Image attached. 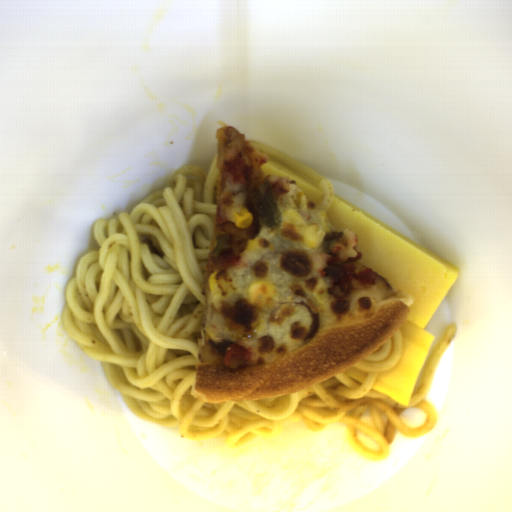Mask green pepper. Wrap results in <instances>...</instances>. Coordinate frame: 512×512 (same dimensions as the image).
<instances>
[{"label":"green pepper","mask_w":512,"mask_h":512,"mask_svg":"<svg viewBox=\"0 0 512 512\" xmlns=\"http://www.w3.org/2000/svg\"><path fill=\"white\" fill-rule=\"evenodd\" d=\"M254 207L258 217L270 233L278 234L283 230V214L269 184H260Z\"/></svg>","instance_id":"obj_1"},{"label":"green pepper","mask_w":512,"mask_h":512,"mask_svg":"<svg viewBox=\"0 0 512 512\" xmlns=\"http://www.w3.org/2000/svg\"><path fill=\"white\" fill-rule=\"evenodd\" d=\"M346 236V233L345 232H329L327 233L322 241H321V246L323 248V251L324 253H331V245L335 242V241H343L344 238Z\"/></svg>","instance_id":"obj_2"},{"label":"green pepper","mask_w":512,"mask_h":512,"mask_svg":"<svg viewBox=\"0 0 512 512\" xmlns=\"http://www.w3.org/2000/svg\"><path fill=\"white\" fill-rule=\"evenodd\" d=\"M231 237V234H225L221 237V239L219 240V242L217 243V245L215 246L212 254H213V257H217L220 255L222 249L224 248L225 244L227 243V241L229 240V238Z\"/></svg>","instance_id":"obj_3"}]
</instances>
